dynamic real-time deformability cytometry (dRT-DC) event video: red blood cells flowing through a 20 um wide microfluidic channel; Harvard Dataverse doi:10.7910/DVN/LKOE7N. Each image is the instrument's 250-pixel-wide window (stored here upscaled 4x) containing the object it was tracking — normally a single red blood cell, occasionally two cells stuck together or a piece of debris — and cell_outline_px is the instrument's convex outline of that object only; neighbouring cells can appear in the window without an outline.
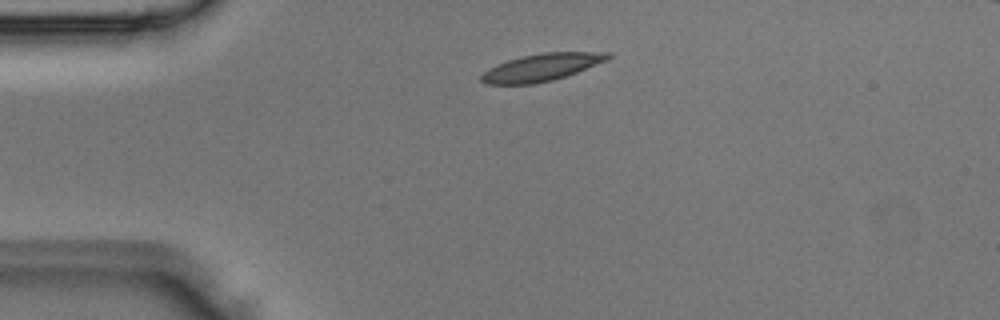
{"species": "Egyptian fruit bat (a non-hibernating species)", "species_latin": "Rousettus aegyptiacus", "temperature_condition": "room temperature", "stored_images_in_passage": 1, "camera_frame_rate_fps": 3000, "um_per_image_px": 0.085, "animal": {"sex": "male"}, "frame": {"image": 1, "passage_image": 1, "time_ms": 0.0, "image_size_px": [1000, 320], "cell_outline_px": [[612, 56], [608, 60], [576, 72], [552, 80], [532, 84], [484, 84], [480, 80], [480, 76], [488, 68], [496, 64], [508, 60], [524, 56], [544, 52], [612, 52]], "centroid_in_image_um": [46.03, 5.72], "position_along_channel_um": 39.0, "area_um2": 20.06}}